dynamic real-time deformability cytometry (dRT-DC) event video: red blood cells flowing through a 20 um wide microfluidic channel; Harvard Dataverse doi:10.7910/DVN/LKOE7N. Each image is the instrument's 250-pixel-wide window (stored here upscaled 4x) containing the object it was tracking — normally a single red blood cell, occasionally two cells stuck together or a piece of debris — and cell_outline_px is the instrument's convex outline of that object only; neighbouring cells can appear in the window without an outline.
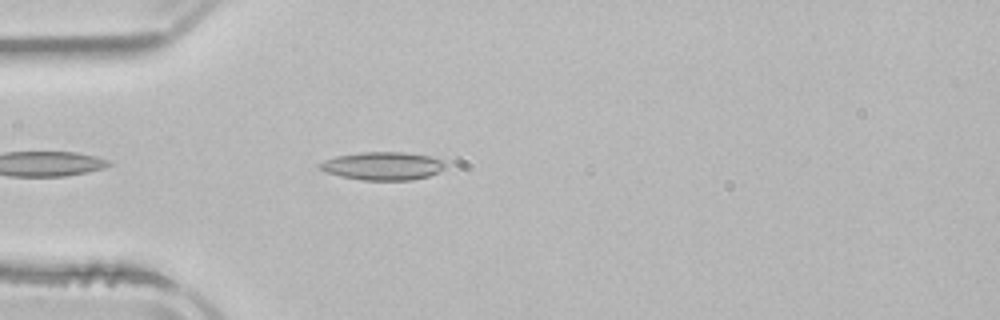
{"species": "common noctule bat (a hibernating species)", "species_latin": "Nyctalus noctula", "temperature_condition": "room temperature", "stored_images_in_passage": 4, "camera_frame_rate_fps": 3000, "um_per_image_px": 0.085, "animal": {"sex": "male", "body_mass_g": 21.5, "forearm_length_mm": 52.0}, "frame": {"image": 1, "passage_image": 4, "time_ms": 4.0, "image_size_px": [1000, 320], "cell_outline_px": [[444, 168], [440, 172], [428, 176], [412, 180], [360, 180], [340, 176], [328, 172], [320, 168], [316, 164], [324, 160], [336, 156], [360, 152], [404, 152], [432, 156], [440, 160], [444, 164]], "centroid_in_image_um": [32.52, 14.1], "position_along_channel_um": 52.5, "area_um2": 20.58}}